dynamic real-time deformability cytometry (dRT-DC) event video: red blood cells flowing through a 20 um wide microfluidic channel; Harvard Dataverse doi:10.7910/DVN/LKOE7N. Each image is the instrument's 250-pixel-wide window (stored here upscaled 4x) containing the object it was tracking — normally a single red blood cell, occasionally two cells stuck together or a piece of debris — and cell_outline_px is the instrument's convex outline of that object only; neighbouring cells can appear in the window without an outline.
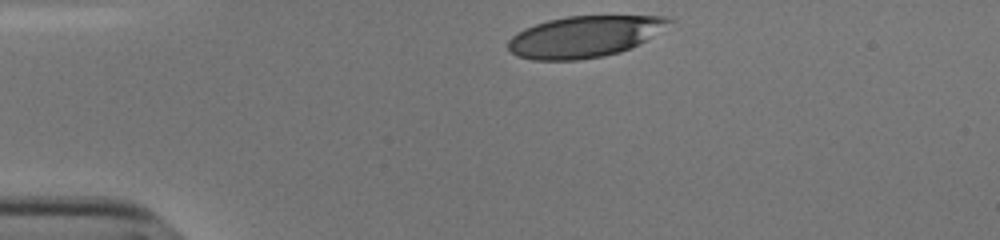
{"species": "human", "species_latin": "Homo sapiens", "temperature_condition": "cold", "stored_images_in_passage": 32, "camera_frame_rate_fps": 3000, "um_per_image_px": 0.085, "donor": {"sex": "male"}, "frame": {"image": 1, "passage_image": 1, "time_ms": 0.0, "image_size_px": [1000, 240], "cell_outline_px": [[676, 20], [640, 44], [632, 48], [620, 52], [604, 56], [576, 60], [532, 60], [516, 56], [508, 48], [508, 40], [516, 32], [524, 28], [548, 20], [568, 16], [668, 16]], "centroid_in_image_um": [49.68, 3.11], "position_along_channel_um": 35.3, "area_um2": 38.9}}
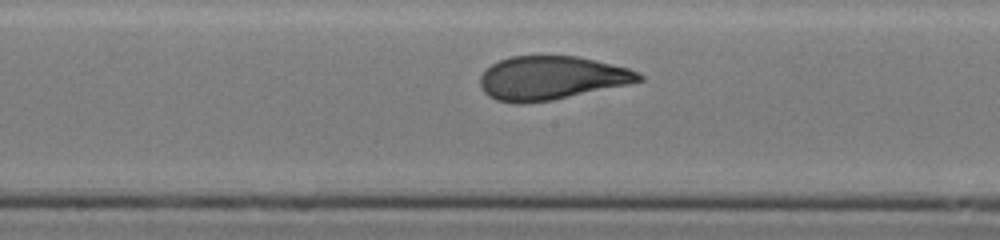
{"frame": {"image": 2, "passage_image": 18, "time_ms": 5.667, "image_size_px": [1000, 240], "cell_outline_px": [[644, 80], [628, 84], [552, 100], [520, 104], [516, 104], [496, 100], [488, 96], [484, 92], [480, 84], [480, 76], [492, 64], [500, 60], [512, 56], [576, 56], [612, 64], [628, 68], [640, 72], [644, 76]], "centroid_in_image_um": [46.86, 6.63], "position_along_channel_um": 201.3, "area_um2": 40.23}}
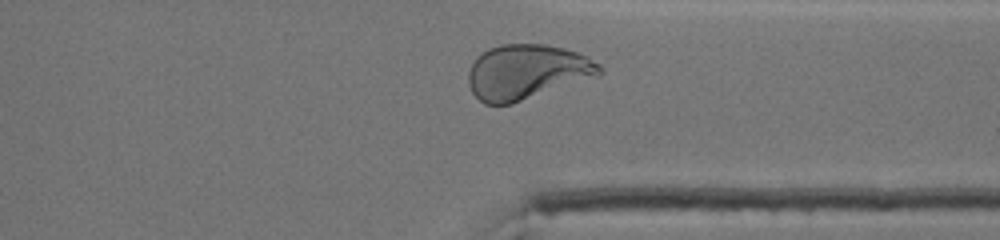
{"frame": {"image": 3, "passage_image": 31, "time_ms": 10.0, "image_size_px": [1000, 240], "cell_outline_px": [[604, 72], [600, 76], [512, 104], [484, 104], [472, 92], [468, 84], [468, 72], [472, 64], [488, 48], [500, 44], [544, 44], [564, 48], [580, 52], [588, 56], [600, 64], [604, 68]], "centroid_in_image_um": [44.85, 6.11], "position_along_channel_um": 366.5, "area_um2": 42.37}, "authors_computed_cell_mechanics": {"area_um2": 40.6912, "velocity_mm_per_s": 3.8035, "shape_relaxation_time_tau1_ms": 8.2795, "shape_relaxation_time_tau2_ms": 0.7455, "deformation_change_tau1": 0.2697, "deformation_change_tau2": 0.0774}}